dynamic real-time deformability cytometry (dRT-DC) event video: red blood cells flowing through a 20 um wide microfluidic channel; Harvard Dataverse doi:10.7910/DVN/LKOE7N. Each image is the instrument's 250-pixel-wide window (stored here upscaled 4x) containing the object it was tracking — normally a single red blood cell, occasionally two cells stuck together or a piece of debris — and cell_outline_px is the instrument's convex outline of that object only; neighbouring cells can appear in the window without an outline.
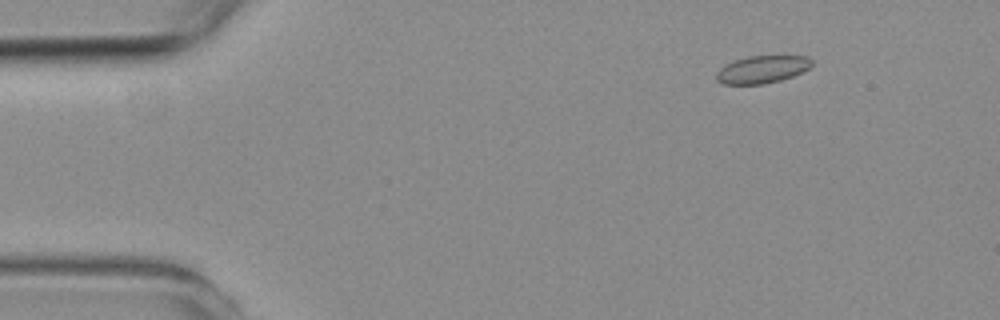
{"species": "common noctule bat (a hibernating species)", "species_latin": "Nyctalus noctula", "temperature_condition": "room temperature", "stored_images_in_passage": 23, "camera_frame_rate_fps": 3000, "um_per_image_px": 0.085, "animal": {"sex": "female", "body_mass_g": 19.3, "forearm_length_mm": 54.1}, "frame": {"image": 1, "passage_image": 2, "time_ms": 0.333, "image_size_px": [1000, 320], "cell_outline_px": [[812, 64], [808, 68], [792, 76], [780, 80], [764, 84], [724, 84], [716, 80], [716, 72], [724, 64], [748, 56], [808, 56], [812, 60]], "centroid_in_image_um": [64.75, 5.9], "position_along_channel_um": 20.2, "area_um2": 15.2}}
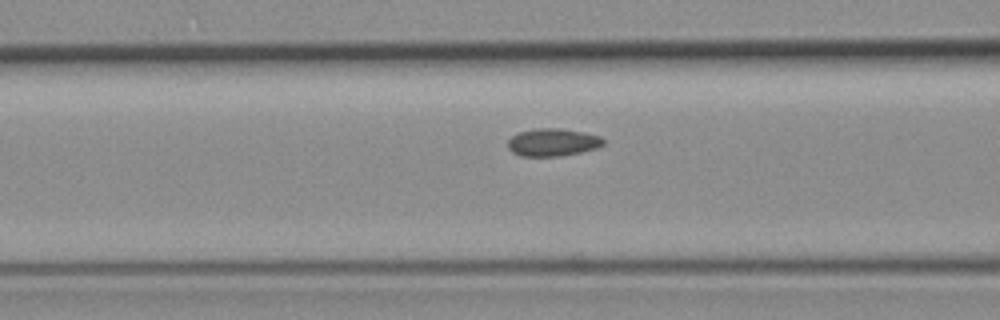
{"frame": {"image": 2, "passage_image": 17, "time_ms": 5.333, "image_size_px": [1000, 320], "cell_outline_px": [[604, 144], [596, 148], [580, 152], [560, 156], [520, 156], [512, 152], [508, 148], [508, 140], [516, 132], [536, 128], [556, 128], [584, 132], [600, 136], [604, 140]], "centroid_in_image_um": [46.95, 12.09], "position_along_channel_um": 119.7, "area_um2": 15.43}}
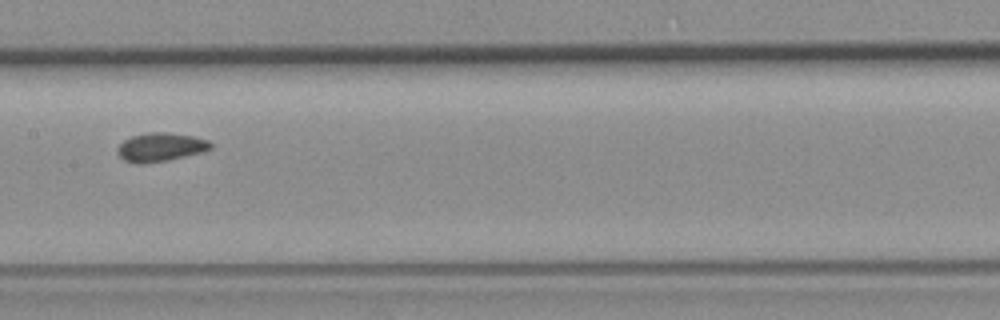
{"frame": {"image": 3, "passage_image": 23, "time_ms": 7.333, "image_size_px": [1000, 320], "cell_outline_px": [[212, 148], [204, 152], [168, 160], [140, 164], [124, 160], [116, 152], [116, 148], [124, 140], [132, 136], [148, 132], [168, 132], [192, 136], [208, 140], [212, 144]], "centroid_in_image_um": [13.65, 12.5], "position_along_channel_um": 193.7, "area_um2": 15.61}}